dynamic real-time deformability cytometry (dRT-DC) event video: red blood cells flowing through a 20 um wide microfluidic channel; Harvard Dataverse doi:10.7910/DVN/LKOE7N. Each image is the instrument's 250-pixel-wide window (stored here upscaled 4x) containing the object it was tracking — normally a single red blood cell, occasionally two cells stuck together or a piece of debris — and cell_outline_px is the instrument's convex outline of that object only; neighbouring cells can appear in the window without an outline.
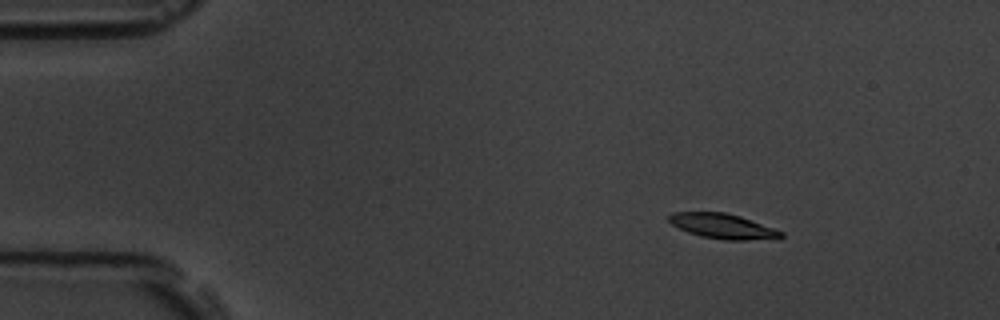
{"species": "common noctule bat (a hibernating species)", "species_latin": "Nyctalus noctula", "temperature_condition": "room temperature", "stored_images_in_passage": 5, "camera_frame_rate_fps": 3000, "um_per_image_px": 0.085, "animal": {"sex": "male", "body_mass_g": 19.5, "forearm_length_mm": 54.6}, "frame": {"image": 1, "passage_image": 3, "time_ms": 2.333, "image_size_px": [1000, 320], "cell_outline_px": [[784, 236], [780, 240], [724, 240], [700, 236], [688, 232], [672, 224], [668, 220], [668, 216], [672, 212], [724, 212], [740, 216], [784, 232]], "centroid_in_image_um": [61.5, 19.24], "position_along_channel_um": 23.5, "area_um2": 16.53}}
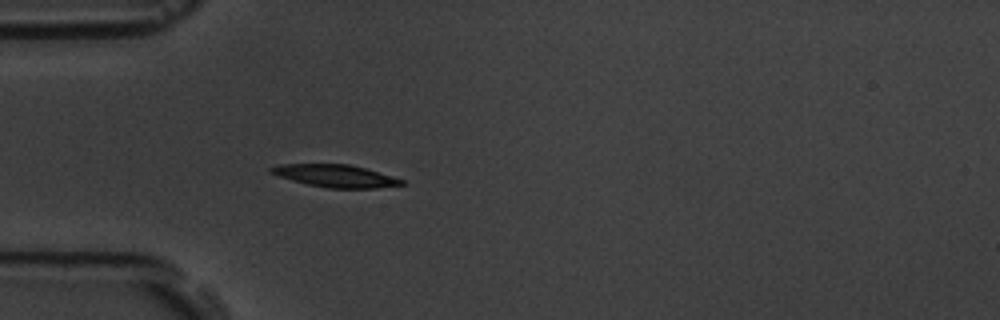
{"frame": {"image": 2, "passage_image": 5, "time_ms": 5.333, "image_size_px": [1000, 320], "cell_outline_px": [[408, 184], [376, 188], [328, 188], [308, 184], [276, 176], [268, 172], [268, 168], [280, 164], [348, 164], [364, 168], [404, 180]], "centroid_in_image_um": [28.48, 14.95], "position_along_channel_um": 56.5, "area_um2": 17.05}}